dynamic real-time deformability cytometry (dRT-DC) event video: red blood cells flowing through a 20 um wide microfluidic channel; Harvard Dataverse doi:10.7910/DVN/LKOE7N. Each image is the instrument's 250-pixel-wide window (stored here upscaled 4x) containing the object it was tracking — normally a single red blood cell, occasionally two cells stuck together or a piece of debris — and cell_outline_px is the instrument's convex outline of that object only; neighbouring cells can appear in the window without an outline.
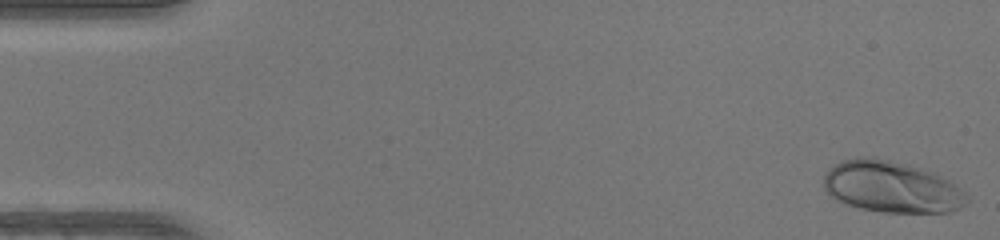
{"species": "human", "species_latin": "Homo sapiens", "temperature_condition": "warm", "stored_images_in_passage": 48, "camera_frame_rate_fps": 3000, "um_per_image_px": 0.085, "donor": {"sex": "female"}, "frame": {"image": 1, "passage_image": 1, "time_ms": 0.0, "image_size_px": [1000, 240], "cell_outline_px": [[968, 200], [960, 208], [948, 212], [884, 212], [860, 208], [844, 204], [836, 200], [824, 188], [824, 172], [828, 168], [844, 160], [860, 156], [888, 160], [908, 164], [932, 172], [948, 180], [960, 188], [968, 196]], "centroid_in_image_um": [75.75, 15.89], "position_along_channel_um": 9.2, "area_um2": 42.71}}
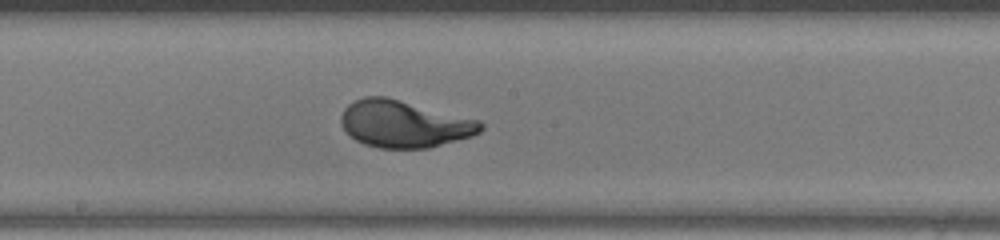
{"frame": {"image": 2, "passage_image": 26, "time_ms": 8.333, "image_size_px": [1000, 240], "cell_outline_px": [[484, 128], [480, 132], [472, 136], [428, 148], [380, 148], [364, 144], [356, 140], [340, 124], [340, 116], [344, 108], [352, 100], [364, 96], [388, 96], [480, 120], [484, 124]], "centroid_in_image_um": [34.35, 10.51], "position_along_channel_um": 213.8, "area_um2": 38.61}}
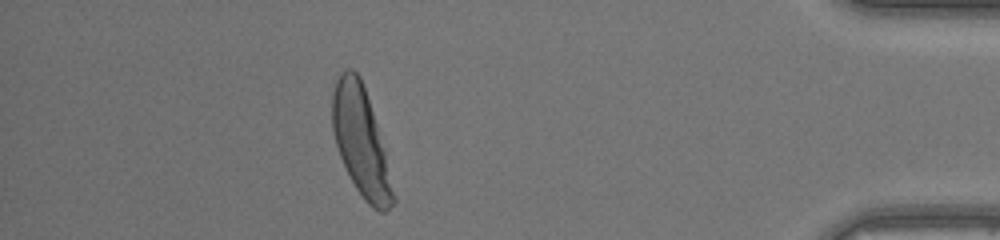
{"frame": {"image": 3, "passage_image": 43, "time_ms": 14.0, "image_size_px": [1000, 240], "cell_outline_px": [[396, 204], [384, 212], [380, 212], [372, 208], [364, 200], [356, 188], [340, 156], [336, 144], [332, 128], [332, 92], [336, 80], [340, 72], [344, 68], [352, 68], [360, 76], [384, 148], [396, 200]], "centroid_in_image_um": [30.67, 12.05], "position_along_channel_um": 404.5, "area_um2": 38.15}, "authors_computed_cell_mechanics": {"area_um2": 38.1769, "velocity_mm_per_s": 4.2425, "shape_relaxation_time_tau1_ms": 3.1421, "shape_relaxation_time_tau2_ms": null, "deformation_change_tau1": 0.2146, "deformation_change_tau2": null}}